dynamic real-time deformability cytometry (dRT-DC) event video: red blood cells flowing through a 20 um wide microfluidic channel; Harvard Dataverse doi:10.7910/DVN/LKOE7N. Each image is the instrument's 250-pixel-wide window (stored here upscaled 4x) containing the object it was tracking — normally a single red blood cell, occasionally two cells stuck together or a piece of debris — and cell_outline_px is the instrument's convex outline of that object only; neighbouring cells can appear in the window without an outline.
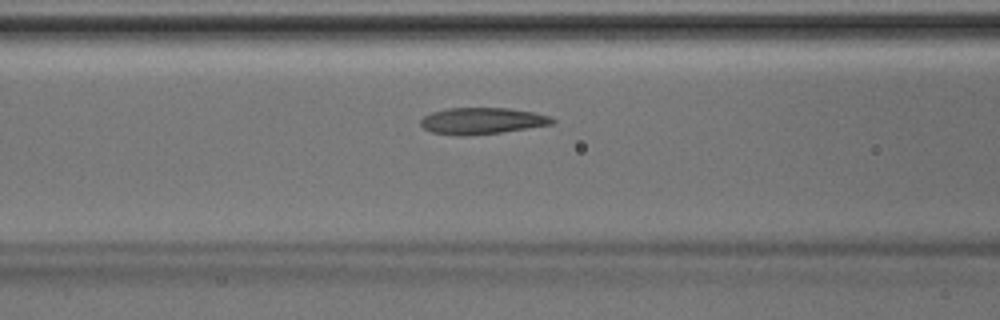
{"species": "Egyptian fruit bat (a non-hibernating species)", "species_latin": "Rousettus aegyptiacus", "temperature_condition": "room temperature", "stored_images_in_passage": 35, "camera_frame_rate_fps": 3000, "um_per_image_px": 0.085, "animal": {"sex": "male"}, "frame": {"image": 1, "passage_image": 8, "time_ms": 2.333, "image_size_px": [1000, 320], "cell_outline_px": [[556, 120], [552, 124], [500, 132], [472, 136], [460, 136], [432, 132], [424, 128], [420, 124], [420, 120], [424, 116], [432, 112], [448, 108], [508, 108], [532, 112], [548, 116]], "centroid_in_image_um": [40.93, 10.28], "position_along_channel_um": 125.7, "area_um2": 20.17}}
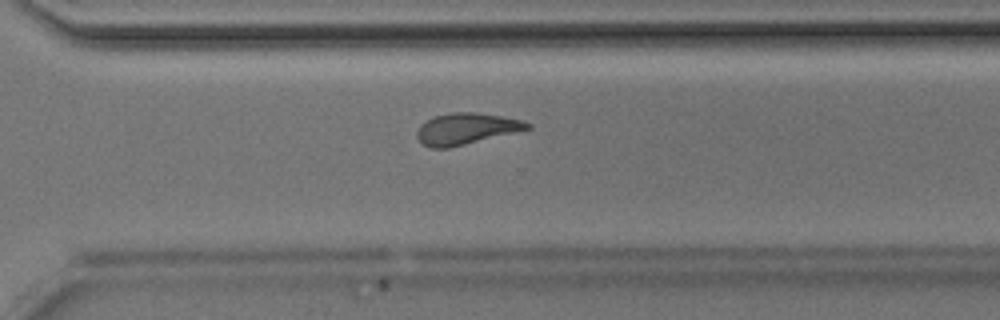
{"frame": {"image": 2, "passage_image": 22, "time_ms": 7.0, "image_size_px": [1000, 320], "cell_outline_px": [[532, 128], [448, 148], [432, 148], [424, 144], [416, 136], [416, 132], [420, 124], [436, 116], [448, 112], [476, 112], [524, 120], [532, 124]], "centroid_in_image_um": [39.63, 10.93], "position_along_channel_um": 331.0, "area_um2": 20.0}}
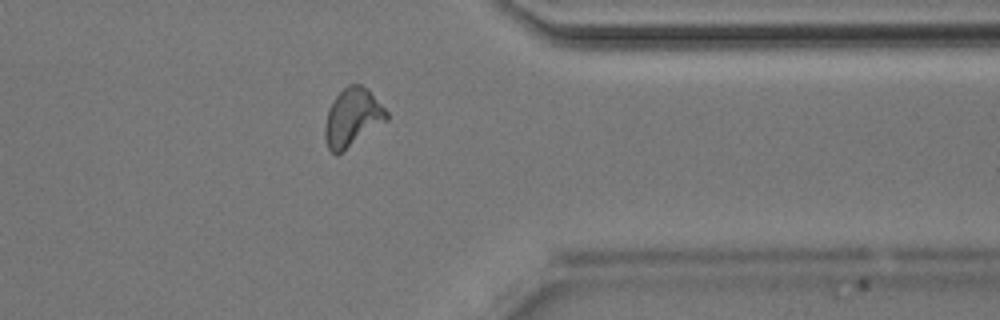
{"frame": {"image": 3, "passage_image": 26, "time_ms": 8.333, "image_size_px": [1000, 320], "cell_outline_px": [[388, 120], [336, 156], [328, 148], [324, 136], [324, 128], [328, 108], [332, 100], [348, 84], [360, 84], [368, 88], [388, 112]], "centroid_in_image_um": [29.95, 9.98], "position_along_channel_um": 381.5, "area_um2": 20.98}}